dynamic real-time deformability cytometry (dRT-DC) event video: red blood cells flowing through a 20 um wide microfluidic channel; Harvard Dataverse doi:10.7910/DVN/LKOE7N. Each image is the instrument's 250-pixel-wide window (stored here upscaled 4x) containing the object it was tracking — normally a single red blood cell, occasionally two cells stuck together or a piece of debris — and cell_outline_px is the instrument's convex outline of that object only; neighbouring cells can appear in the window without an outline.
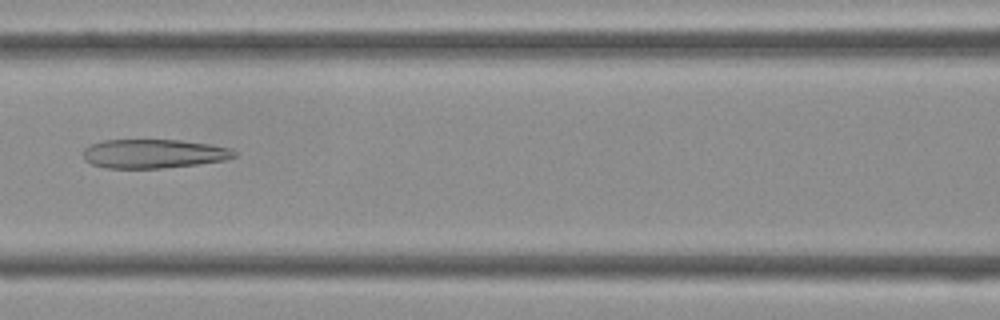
{"species": "Egyptian fruit bat (a non-hibernating species)", "species_latin": "Rousettus aegyptiacus", "temperature_condition": "cold", "stored_images_in_passage": 43, "camera_frame_rate_fps": 3000, "um_per_image_px": 0.085, "frame": {"image": 1, "passage_image": 19, "time_ms": 6.0, "image_size_px": [1000, 320], "cell_outline_px": [[236, 156], [224, 160], [196, 164], [164, 168], [104, 168], [92, 164], [84, 160], [80, 152], [88, 144], [104, 140], [180, 140], [208, 144], [232, 148], [236, 152]], "centroid_in_image_um": [12.99, 13.06], "position_along_channel_um": 153.6, "area_um2": 25.72}}
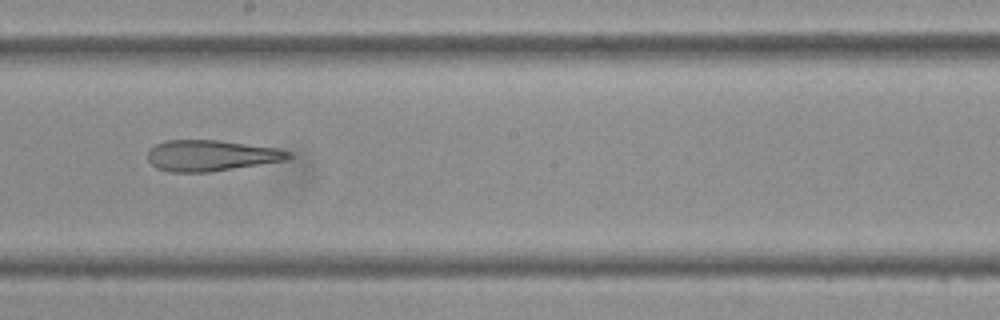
{"frame": {"image": 2, "passage_image": 24, "time_ms": 7.667, "image_size_px": [1000, 320], "cell_outline_px": [[292, 156], [288, 160], [208, 172], [168, 172], [156, 168], [148, 160], [148, 148], [156, 144], [168, 140], [220, 140], [276, 148], [292, 152]], "centroid_in_image_um": [17.93, 13.22], "position_along_channel_um": 230.3, "area_um2": 25.49}}
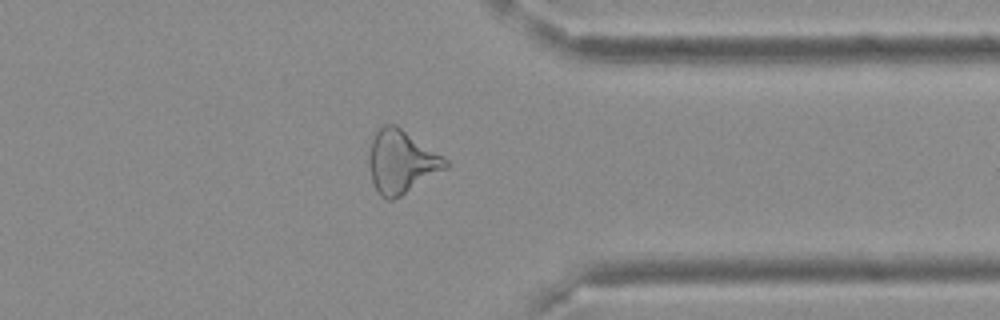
{"frame": {"image": 3, "passage_image": 34, "time_ms": 11.0, "image_size_px": [1000, 320], "cell_outline_px": [[452, 164], [448, 168], [400, 196], [392, 200], [388, 200], [380, 196], [372, 180], [368, 164], [368, 156], [372, 132], [384, 124], [396, 124], [444, 156]], "centroid_in_image_um": [34.11, 13.71], "position_along_channel_um": 377.3, "area_um2": 28.61}}